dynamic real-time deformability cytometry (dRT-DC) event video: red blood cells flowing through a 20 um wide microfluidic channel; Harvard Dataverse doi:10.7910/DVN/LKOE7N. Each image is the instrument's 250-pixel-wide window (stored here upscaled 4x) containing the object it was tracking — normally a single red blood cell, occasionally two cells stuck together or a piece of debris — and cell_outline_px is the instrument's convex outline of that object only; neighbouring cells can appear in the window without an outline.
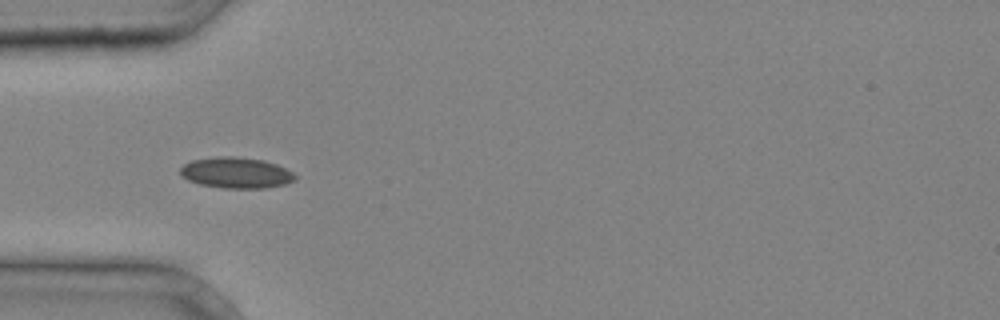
{"species": "common noctule bat (a hibernating species)", "species_latin": "Nyctalus noctula", "temperature_condition": "cold", "stored_images_in_passage": 27, "camera_frame_rate_fps": 3000, "um_per_image_px": 0.085, "animal": {"sex": "male", "body_mass_g": 20.4}, "frame": {"image": 1, "passage_image": 1, "time_ms": 0.0, "image_size_px": [1000, 320], "cell_outline_px": [[296, 180], [284, 184], [264, 188], [220, 188], [200, 184], [188, 180], [180, 172], [180, 168], [184, 164], [192, 160], [216, 156], [232, 156], [264, 160], [276, 164], [292, 172], [296, 176]], "centroid_in_image_um": [20.06, 14.68], "position_along_channel_um": 64.9, "area_um2": 20.63}}
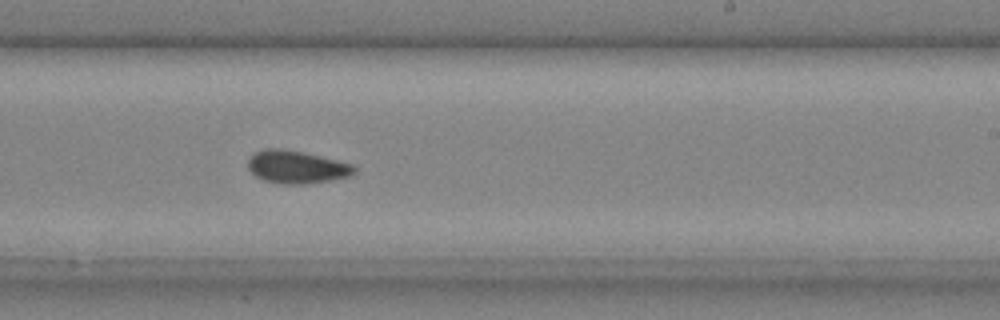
{"frame": {"image": 2, "passage_image": 13, "time_ms": 4.0, "image_size_px": [1000, 320], "cell_outline_px": [[356, 172], [352, 176], [308, 184], [284, 184], [264, 180], [256, 176], [248, 168], [248, 156], [252, 152], [264, 148], [280, 148], [304, 152], [352, 164], [356, 168]], "centroid_in_image_um": [25.19, 14.18], "position_along_channel_um": 263.8, "area_um2": 20.52}}
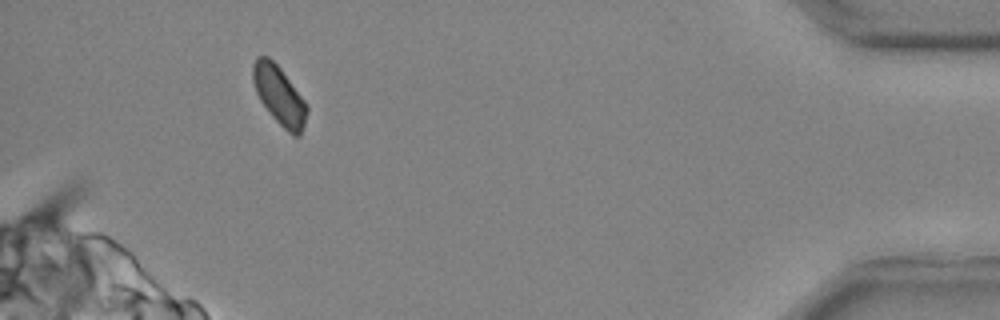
{"frame": {"image": 3, "passage_image": 25, "time_ms": 8.0, "image_size_px": [1000, 320], "cell_outline_px": [[308, 112], [300, 136], [292, 136], [272, 116], [260, 100], [256, 92], [252, 80], [252, 64], [256, 56], [268, 56], [280, 68], [304, 100], [308, 108]], "centroid_in_image_um": [23.72, 8.1], "position_along_channel_um": 411.5, "area_um2": 18.32}}